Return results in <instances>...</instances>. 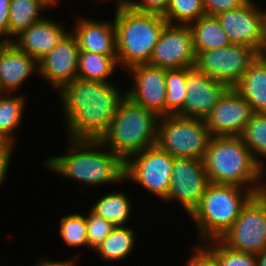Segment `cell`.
<instances>
[{
  "label": "cell",
  "instance_id": "cell-11",
  "mask_svg": "<svg viewBox=\"0 0 266 266\" xmlns=\"http://www.w3.org/2000/svg\"><path fill=\"white\" fill-rule=\"evenodd\" d=\"M209 183L202 160L174 158L169 191L164 201H179L190 214L199 204Z\"/></svg>",
  "mask_w": 266,
  "mask_h": 266
},
{
  "label": "cell",
  "instance_id": "cell-10",
  "mask_svg": "<svg viewBox=\"0 0 266 266\" xmlns=\"http://www.w3.org/2000/svg\"><path fill=\"white\" fill-rule=\"evenodd\" d=\"M173 162L174 157L157 145L148 147L125 161V181H134L164 200L169 191Z\"/></svg>",
  "mask_w": 266,
  "mask_h": 266
},
{
  "label": "cell",
  "instance_id": "cell-7",
  "mask_svg": "<svg viewBox=\"0 0 266 266\" xmlns=\"http://www.w3.org/2000/svg\"><path fill=\"white\" fill-rule=\"evenodd\" d=\"M210 138L204 119L178 115L159 117L156 145L174 158L202 160Z\"/></svg>",
  "mask_w": 266,
  "mask_h": 266
},
{
  "label": "cell",
  "instance_id": "cell-15",
  "mask_svg": "<svg viewBox=\"0 0 266 266\" xmlns=\"http://www.w3.org/2000/svg\"><path fill=\"white\" fill-rule=\"evenodd\" d=\"M253 114L247 100L230 88L204 120L211 136H240Z\"/></svg>",
  "mask_w": 266,
  "mask_h": 266
},
{
  "label": "cell",
  "instance_id": "cell-26",
  "mask_svg": "<svg viewBox=\"0 0 266 266\" xmlns=\"http://www.w3.org/2000/svg\"><path fill=\"white\" fill-rule=\"evenodd\" d=\"M131 204L125 193L116 191L99 198L90 209L115 226H126L131 215Z\"/></svg>",
  "mask_w": 266,
  "mask_h": 266
},
{
  "label": "cell",
  "instance_id": "cell-9",
  "mask_svg": "<svg viewBox=\"0 0 266 266\" xmlns=\"http://www.w3.org/2000/svg\"><path fill=\"white\" fill-rule=\"evenodd\" d=\"M259 56V51L253 47L231 43L226 47L198 52L195 67L210 78L234 88Z\"/></svg>",
  "mask_w": 266,
  "mask_h": 266
},
{
  "label": "cell",
  "instance_id": "cell-33",
  "mask_svg": "<svg viewBox=\"0 0 266 266\" xmlns=\"http://www.w3.org/2000/svg\"><path fill=\"white\" fill-rule=\"evenodd\" d=\"M87 213V243L88 247L96 250V248L102 243V241L111 233L115 225L101 218L91 209Z\"/></svg>",
  "mask_w": 266,
  "mask_h": 266
},
{
  "label": "cell",
  "instance_id": "cell-14",
  "mask_svg": "<svg viewBox=\"0 0 266 266\" xmlns=\"http://www.w3.org/2000/svg\"><path fill=\"white\" fill-rule=\"evenodd\" d=\"M127 71L134 81L126 96L158 117L166 116L165 69L146 63L131 66Z\"/></svg>",
  "mask_w": 266,
  "mask_h": 266
},
{
  "label": "cell",
  "instance_id": "cell-45",
  "mask_svg": "<svg viewBox=\"0 0 266 266\" xmlns=\"http://www.w3.org/2000/svg\"><path fill=\"white\" fill-rule=\"evenodd\" d=\"M0 51H1V49L6 45V43H7V41L5 40V39H2L1 37H0Z\"/></svg>",
  "mask_w": 266,
  "mask_h": 266
},
{
  "label": "cell",
  "instance_id": "cell-36",
  "mask_svg": "<svg viewBox=\"0 0 266 266\" xmlns=\"http://www.w3.org/2000/svg\"><path fill=\"white\" fill-rule=\"evenodd\" d=\"M197 246L193 249L196 252L188 260L187 266H217L215 260L200 245Z\"/></svg>",
  "mask_w": 266,
  "mask_h": 266
},
{
  "label": "cell",
  "instance_id": "cell-40",
  "mask_svg": "<svg viewBox=\"0 0 266 266\" xmlns=\"http://www.w3.org/2000/svg\"><path fill=\"white\" fill-rule=\"evenodd\" d=\"M261 30H262V40L260 44V56L266 57V10L263 11Z\"/></svg>",
  "mask_w": 266,
  "mask_h": 266
},
{
  "label": "cell",
  "instance_id": "cell-1",
  "mask_svg": "<svg viewBox=\"0 0 266 266\" xmlns=\"http://www.w3.org/2000/svg\"><path fill=\"white\" fill-rule=\"evenodd\" d=\"M122 93V94H121ZM68 139H99L109 128L126 93L112 82L75 78L59 90Z\"/></svg>",
  "mask_w": 266,
  "mask_h": 266
},
{
  "label": "cell",
  "instance_id": "cell-31",
  "mask_svg": "<svg viewBox=\"0 0 266 266\" xmlns=\"http://www.w3.org/2000/svg\"><path fill=\"white\" fill-rule=\"evenodd\" d=\"M205 15L202 0H170L162 17L168 24L189 25Z\"/></svg>",
  "mask_w": 266,
  "mask_h": 266
},
{
  "label": "cell",
  "instance_id": "cell-35",
  "mask_svg": "<svg viewBox=\"0 0 266 266\" xmlns=\"http://www.w3.org/2000/svg\"><path fill=\"white\" fill-rule=\"evenodd\" d=\"M170 0H134L130 7L139 12L155 13L163 15Z\"/></svg>",
  "mask_w": 266,
  "mask_h": 266
},
{
  "label": "cell",
  "instance_id": "cell-16",
  "mask_svg": "<svg viewBox=\"0 0 266 266\" xmlns=\"http://www.w3.org/2000/svg\"><path fill=\"white\" fill-rule=\"evenodd\" d=\"M263 11L247 0L242 6L216 16L228 39L233 44H244L259 51L262 40Z\"/></svg>",
  "mask_w": 266,
  "mask_h": 266
},
{
  "label": "cell",
  "instance_id": "cell-24",
  "mask_svg": "<svg viewBox=\"0 0 266 266\" xmlns=\"http://www.w3.org/2000/svg\"><path fill=\"white\" fill-rule=\"evenodd\" d=\"M134 230L127 226H115L111 233L96 248L95 252L104 261L126 259L135 247Z\"/></svg>",
  "mask_w": 266,
  "mask_h": 266
},
{
  "label": "cell",
  "instance_id": "cell-21",
  "mask_svg": "<svg viewBox=\"0 0 266 266\" xmlns=\"http://www.w3.org/2000/svg\"><path fill=\"white\" fill-rule=\"evenodd\" d=\"M254 113H266V57L259 56L234 87Z\"/></svg>",
  "mask_w": 266,
  "mask_h": 266
},
{
  "label": "cell",
  "instance_id": "cell-19",
  "mask_svg": "<svg viewBox=\"0 0 266 266\" xmlns=\"http://www.w3.org/2000/svg\"><path fill=\"white\" fill-rule=\"evenodd\" d=\"M75 24L72 34L76 38L80 51L117 55L114 20L102 22L80 17Z\"/></svg>",
  "mask_w": 266,
  "mask_h": 266
},
{
  "label": "cell",
  "instance_id": "cell-43",
  "mask_svg": "<svg viewBox=\"0 0 266 266\" xmlns=\"http://www.w3.org/2000/svg\"><path fill=\"white\" fill-rule=\"evenodd\" d=\"M117 3V7L119 6H130V4L134 1V0H115Z\"/></svg>",
  "mask_w": 266,
  "mask_h": 266
},
{
  "label": "cell",
  "instance_id": "cell-4",
  "mask_svg": "<svg viewBox=\"0 0 266 266\" xmlns=\"http://www.w3.org/2000/svg\"><path fill=\"white\" fill-rule=\"evenodd\" d=\"M114 18L118 65L126 71L149 63L167 21L160 14L139 12L130 6L116 7Z\"/></svg>",
  "mask_w": 266,
  "mask_h": 266
},
{
  "label": "cell",
  "instance_id": "cell-5",
  "mask_svg": "<svg viewBox=\"0 0 266 266\" xmlns=\"http://www.w3.org/2000/svg\"><path fill=\"white\" fill-rule=\"evenodd\" d=\"M158 120L154 112L125 95L109 128L99 140L126 161L133 154L156 145Z\"/></svg>",
  "mask_w": 266,
  "mask_h": 266
},
{
  "label": "cell",
  "instance_id": "cell-32",
  "mask_svg": "<svg viewBox=\"0 0 266 266\" xmlns=\"http://www.w3.org/2000/svg\"><path fill=\"white\" fill-rule=\"evenodd\" d=\"M59 233L65 244L70 247L88 246L85 215L73 213L60 220Z\"/></svg>",
  "mask_w": 266,
  "mask_h": 266
},
{
  "label": "cell",
  "instance_id": "cell-27",
  "mask_svg": "<svg viewBox=\"0 0 266 266\" xmlns=\"http://www.w3.org/2000/svg\"><path fill=\"white\" fill-rule=\"evenodd\" d=\"M8 95L9 93L0 94V135L15 144L12 133L20 126L26 100L22 95L14 97H11V93Z\"/></svg>",
  "mask_w": 266,
  "mask_h": 266
},
{
  "label": "cell",
  "instance_id": "cell-25",
  "mask_svg": "<svg viewBox=\"0 0 266 266\" xmlns=\"http://www.w3.org/2000/svg\"><path fill=\"white\" fill-rule=\"evenodd\" d=\"M47 6L41 0H11L9 14V42L44 17L41 16ZM44 8V9H43ZM41 16V17H40ZM12 37V38H11ZM11 38V39H10Z\"/></svg>",
  "mask_w": 266,
  "mask_h": 266
},
{
  "label": "cell",
  "instance_id": "cell-38",
  "mask_svg": "<svg viewBox=\"0 0 266 266\" xmlns=\"http://www.w3.org/2000/svg\"><path fill=\"white\" fill-rule=\"evenodd\" d=\"M13 152H0V185L4 181L9 170Z\"/></svg>",
  "mask_w": 266,
  "mask_h": 266
},
{
  "label": "cell",
  "instance_id": "cell-42",
  "mask_svg": "<svg viewBox=\"0 0 266 266\" xmlns=\"http://www.w3.org/2000/svg\"><path fill=\"white\" fill-rule=\"evenodd\" d=\"M256 266H266V247L256 254Z\"/></svg>",
  "mask_w": 266,
  "mask_h": 266
},
{
  "label": "cell",
  "instance_id": "cell-34",
  "mask_svg": "<svg viewBox=\"0 0 266 266\" xmlns=\"http://www.w3.org/2000/svg\"><path fill=\"white\" fill-rule=\"evenodd\" d=\"M247 0H202L203 7L208 16H217L222 12L242 6Z\"/></svg>",
  "mask_w": 266,
  "mask_h": 266
},
{
  "label": "cell",
  "instance_id": "cell-23",
  "mask_svg": "<svg viewBox=\"0 0 266 266\" xmlns=\"http://www.w3.org/2000/svg\"><path fill=\"white\" fill-rule=\"evenodd\" d=\"M119 67L117 55L80 51L77 78L87 81L111 82L110 76Z\"/></svg>",
  "mask_w": 266,
  "mask_h": 266
},
{
  "label": "cell",
  "instance_id": "cell-18",
  "mask_svg": "<svg viewBox=\"0 0 266 266\" xmlns=\"http://www.w3.org/2000/svg\"><path fill=\"white\" fill-rule=\"evenodd\" d=\"M67 31L62 23L46 19L31 24L13 39V43L38 62L45 57L64 37Z\"/></svg>",
  "mask_w": 266,
  "mask_h": 266
},
{
  "label": "cell",
  "instance_id": "cell-20",
  "mask_svg": "<svg viewBox=\"0 0 266 266\" xmlns=\"http://www.w3.org/2000/svg\"><path fill=\"white\" fill-rule=\"evenodd\" d=\"M38 61L22 52L13 42H7L0 51V77L2 93L15 92L34 72Z\"/></svg>",
  "mask_w": 266,
  "mask_h": 266
},
{
  "label": "cell",
  "instance_id": "cell-37",
  "mask_svg": "<svg viewBox=\"0 0 266 266\" xmlns=\"http://www.w3.org/2000/svg\"><path fill=\"white\" fill-rule=\"evenodd\" d=\"M11 0H0V37L9 42V14Z\"/></svg>",
  "mask_w": 266,
  "mask_h": 266
},
{
  "label": "cell",
  "instance_id": "cell-3",
  "mask_svg": "<svg viewBox=\"0 0 266 266\" xmlns=\"http://www.w3.org/2000/svg\"><path fill=\"white\" fill-rule=\"evenodd\" d=\"M202 161L211 183L236 185L255 194L266 191L265 182L260 183L266 170L240 136H211Z\"/></svg>",
  "mask_w": 266,
  "mask_h": 266
},
{
  "label": "cell",
  "instance_id": "cell-28",
  "mask_svg": "<svg viewBox=\"0 0 266 266\" xmlns=\"http://www.w3.org/2000/svg\"><path fill=\"white\" fill-rule=\"evenodd\" d=\"M240 137L256 162L265 170V162L259 156L266 158V113H254Z\"/></svg>",
  "mask_w": 266,
  "mask_h": 266
},
{
  "label": "cell",
  "instance_id": "cell-12",
  "mask_svg": "<svg viewBox=\"0 0 266 266\" xmlns=\"http://www.w3.org/2000/svg\"><path fill=\"white\" fill-rule=\"evenodd\" d=\"M196 54L189 25L167 24L157 41L149 65L164 69L194 67Z\"/></svg>",
  "mask_w": 266,
  "mask_h": 266
},
{
  "label": "cell",
  "instance_id": "cell-39",
  "mask_svg": "<svg viewBox=\"0 0 266 266\" xmlns=\"http://www.w3.org/2000/svg\"><path fill=\"white\" fill-rule=\"evenodd\" d=\"M75 259V260H74ZM76 258L67 259L65 261H52L48 259H42L40 262L35 264L36 266H76ZM34 265V266H35Z\"/></svg>",
  "mask_w": 266,
  "mask_h": 266
},
{
  "label": "cell",
  "instance_id": "cell-8",
  "mask_svg": "<svg viewBox=\"0 0 266 266\" xmlns=\"http://www.w3.org/2000/svg\"><path fill=\"white\" fill-rule=\"evenodd\" d=\"M225 246L258 254L266 247V191L255 194L219 239Z\"/></svg>",
  "mask_w": 266,
  "mask_h": 266
},
{
  "label": "cell",
  "instance_id": "cell-29",
  "mask_svg": "<svg viewBox=\"0 0 266 266\" xmlns=\"http://www.w3.org/2000/svg\"><path fill=\"white\" fill-rule=\"evenodd\" d=\"M166 116L177 115L186 99V68L165 69Z\"/></svg>",
  "mask_w": 266,
  "mask_h": 266
},
{
  "label": "cell",
  "instance_id": "cell-30",
  "mask_svg": "<svg viewBox=\"0 0 266 266\" xmlns=\"http://www.w3.org/2000/svg\"><path fill=\"white\" fill-rule=\"evenodd\" d=\"M199 245L215 260L217 266H256V254L233 250L219 239Z\"/></svg>",
  "mask_w": 266,
  "mask_h": 266
},
{
  "label": "cell",
  "instance_id": "cell-6",
  "mask_svg": "<svg viewBox=\"0 0 266 266\" xmlns=\"http://www.w3.org/2000/svg\"><path fill=\"white\" fill-rule=\"evenodd\" d=\"M254 195L251 189L210 182L199 204L189 214L197 227L200 244L220 239Z\"/></svg>",
  "mask_w": 266,
  "mask_h": 266
},
{
  "label": "cell",
  "instance_id": "cell-41",
  "mask_svg": "<svg viewBox=\"0 0 266 266\" xmlns=\"http://www.w3.org/2000/svg\"><path fill=\"white\" fill-rule=\"evenodd\" d=\"M14 145L15 144L10 143L2 135H0V152H13Z\"/></svg>",
  "mask_w": 266,
  "mask_h": 266
},
{
  "label": "cell",
  "instance_id": "cell-44",
  "mask_svg": "<svg viewBox=\"0 0 266 266\" xmlns=\"http://www.w3.org/2000/svg\"><path fill=\"white\" fill-rule=\"evenodd\" d=\"M47 8L50 7L51 5H54L55 3H58L59 0H41Z\"/></svg>",
  "mask_w": 266,
  "mask_h": 266
},
{
  "label": "cell",
  "instance_id": "cell-46",
  "mask_svg": "<svg viewBox=\"0 0 266 266\" xmlns=\"http://www.w3.org/2000/svg\"><path fill=\"white\" fill-rule=\"evenodd\" d=\"M0 94H2V83H1V77H0Z\"/></svg>",
  "mask_w": 266,
  "mask_h": 266
},
{
  "label": "cell",
  "instance_id": "cell-2",
  "mask_svg": "<svg viewBox=\"0 0 266 266\" xmlns=\"http://www.w3.org/2000/svg\"><path fill=\"white\" fill-rule=\"evenodd\" d=\"M68 143L66 154L49 157L45 167L86 186L125 181V161L99 139H69Z\"/></svg>",
  "mask_w": 266,
  "mask_h": 266
},
{
  "label": "cell",
  "instance_id": "cell-22",
  "mask_svg": "<svg viewBox=\"0 0 266 266\" xmlns=\"http://www.w3.org/2000/svg\"><path fill=\"white\" fill-rule=\"evenodd\" d=\"M189 27L192 32L195 54L226 47L231 44L226 32L220 25L216 16H202L191 22Z\"/></svg>",
  "mask_w": 266,
  "mask_h": 266
},
{
  "label": "cell",
  "instance_id": "cell-13",
  "mask_svg": "<svg viewBox=\"0 0 266 266\" xmlns=\"http://www.w3.org/2000/svg\"><path fill=\"white\" fill-rule=\"evenodd\" d=\"M186 99L181 117L205 119L230 89L228 85L198 70L195 66L186 68Z\"/></svg>",
  "mask_w": 266,
  "mask_h": 266
},
{
  "label": "cell",
  "instance_id": "cell-17",
  "mask_svg": "<svg viewBox=\"0 0 266 266\" xmlns=\"http://www.w3.org/2000/svg\"><path fill=\"white\" fill-rule=\"evenodd\" d=\"M80 50L75 36L67 32L58 44L39 62L41 74L58 91L77 78Z\"/></svg>",
  "mask_w": 266,
  "mask_h": 266
}]
</instances>
